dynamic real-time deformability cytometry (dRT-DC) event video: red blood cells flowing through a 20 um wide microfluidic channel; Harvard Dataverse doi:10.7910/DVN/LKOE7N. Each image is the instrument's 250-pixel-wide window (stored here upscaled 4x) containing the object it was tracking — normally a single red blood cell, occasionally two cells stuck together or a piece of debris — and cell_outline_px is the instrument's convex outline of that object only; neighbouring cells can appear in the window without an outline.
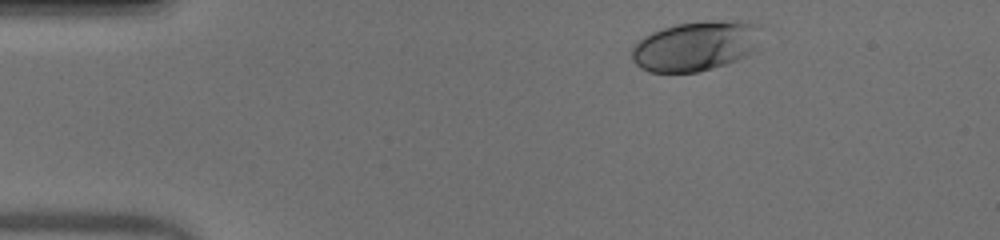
{"species": "human", "species_latin": "Homo sapiens", "temperature_condition": "warm", "stored_images_in_passage": 37, "camera_frame_rate_fps": 3000, "um_per_image_px": 0.085, "donor": {"sex": "male"}, "frame": {"image": 1, "passage_image": 2, "time_ms": 0.333, "image_size_px": [1000, 240], "cell_outline_px": [[760, 28], [756, 48], [744, 56], [736, 60], [712, 68], [696, 72], [648, 72], [640, 68], [632, 60], [632, 48], [644, 36], [652, 32], [676, 24], [704, 20], [740, 20], [760, 24]], "centroid_in_image_um": [59.12, 3.89], "position_along_channel_um": 25.9, "area_um2": 37.57}}
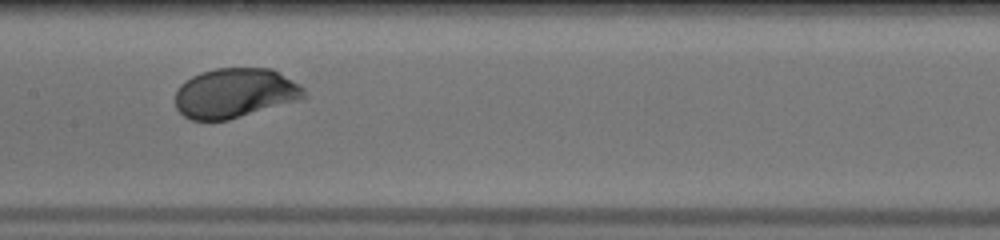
{"frame": {"image": 2, "passage_image": 20, "time_ms": 6.333, "image_size_px": [1000, 240], "cell_outline_px": [[308, 96], [296, 100], [228, 120], [192, 120], [184, 116], [176, 108], [176, 92], [180, 84], [192, 76], [200, 72], [216, 68], [272, 68], [300, 84], [304, 88]], "centroid_in_image_um": [19.96, 7.9], "position_along_channel_um": 187.4, "area_um2": 37.17}}
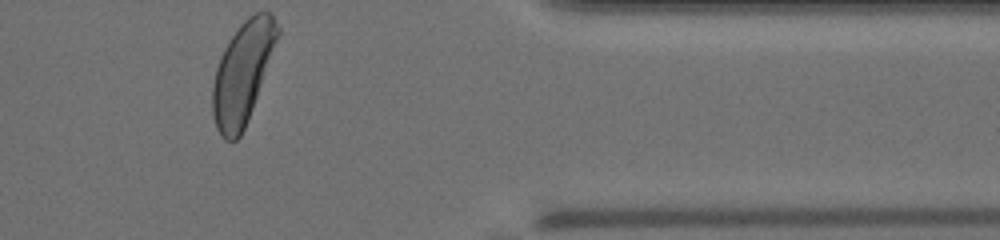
{"frame": {"image": 3, "passage_image": 37, "time_ms": 12.0, "image_size_px": [1000, 240], "cell_outline_px": [[280, 32], [252, 108], [244, 128], [240, 136], [236, 140], [224, 140], [220, 136], [216, 128], [212, 112], [212, 84], [216, 68], [220, 56], [228, 40], [240, 24], [248, 16], [256, 12], [272, 12], [280, 28]], "centroid_in_image_um": [20.6, 6.17], "position_along_channel_um": 390.8, "area_um2": 38.15}, "authors_computed_cell_mechanics": {"area_um2": 36.992, "velocity_mm_per_s": 3.963, "shape_relaxation_time_tau1_ms": 1.9145, "shape_relaxation_time_tau2_ms": null, "deformation_change_tau1": 0.1397, "deformation_change_tau2": null}}